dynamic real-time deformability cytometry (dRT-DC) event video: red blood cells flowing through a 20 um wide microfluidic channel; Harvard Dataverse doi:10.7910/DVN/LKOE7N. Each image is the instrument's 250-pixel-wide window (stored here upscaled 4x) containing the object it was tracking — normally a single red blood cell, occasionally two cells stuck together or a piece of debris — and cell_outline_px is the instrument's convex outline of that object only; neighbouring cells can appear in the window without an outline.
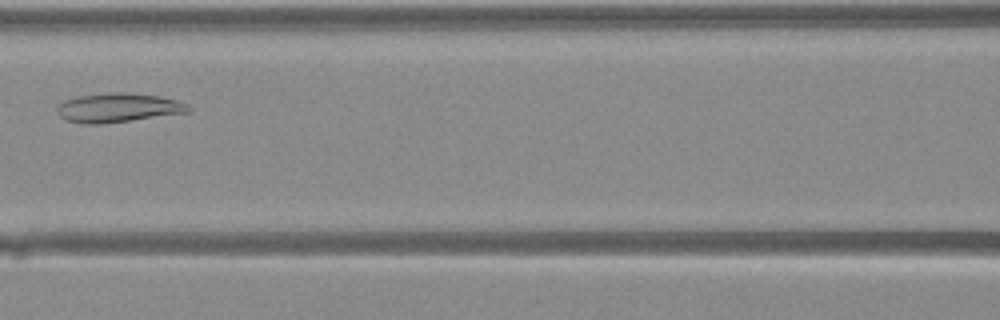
{"species": "Egyptian fruit bat (a non-hibernating species)", "species_latin": "Rousettus aegyptiacus", "temperature_condition": "warm", "stored_images_in_passage": 32, "camera_frame_rate_fps": 3000, "um_per_image_px": 0.085, "animal": {"sex": "female"}, "frame": {"image": 1, "passage_image": 10, "time_ms": 3.0, "image_size_px": [1000, 320], "cell_outline_px": [[192, 112], [132, 120], [100, 124], [80, 124], [68, 120], [60, 116], [56, 112], [56, 108], [64, 100], [80, 96], [108, 92], [124, 92], [160, 96], [176, 100], [188, 104], [192, 108]], "centroid_in_image_um": [10.07, 9.16], "position_along_channel_um": 156.5, "area_um2": 22.43}}
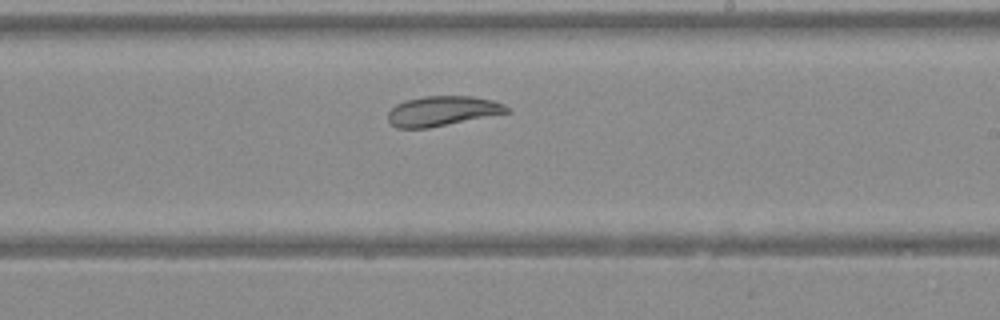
{"frame": {"image": 2, "passage_image": 16, "time_ms": 5.0, "image_size_px": [1000, 320], "cell_outline_px": [[508, 112], [428, 128], [396, 128], [388, 120], [388, 112], [396, 104], [404, 100], [424, 96], [472, 96], [492, 100], [504, 104], [508, 108]], "centroid_in_image_um": [37.55, 9.43], "position_along_channel_um": 251.5, "area_um2": 20.46}}
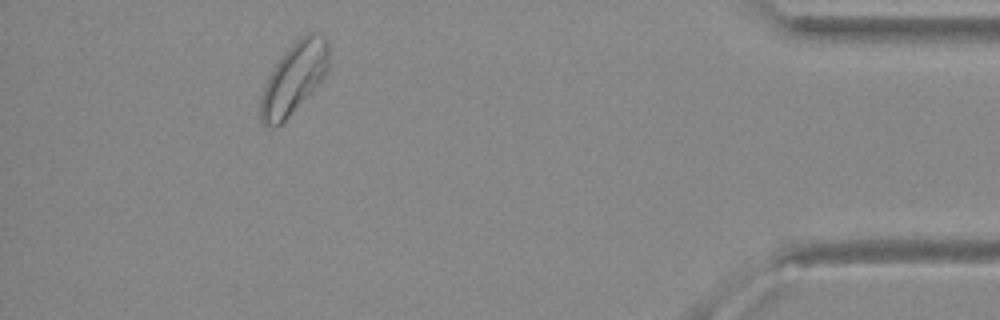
{"frame": {"image": 3, "passage_image": 29, "time_ms": 9.333, "image_size_px": [1000, 320], "cell_outline_px": [[328, 68], [324, 76], [288, 116], [276, 128], [264, 124], [260, 116], [260, 96], [276, 64], [284, 52], [300, 36], [308, 32], [316, 32], [324, 36], [328, 40]], "centroid_in_image_um": [24.99, 6.59], "position_along_channel_um": 410.2, "area_um2": 27.46}}